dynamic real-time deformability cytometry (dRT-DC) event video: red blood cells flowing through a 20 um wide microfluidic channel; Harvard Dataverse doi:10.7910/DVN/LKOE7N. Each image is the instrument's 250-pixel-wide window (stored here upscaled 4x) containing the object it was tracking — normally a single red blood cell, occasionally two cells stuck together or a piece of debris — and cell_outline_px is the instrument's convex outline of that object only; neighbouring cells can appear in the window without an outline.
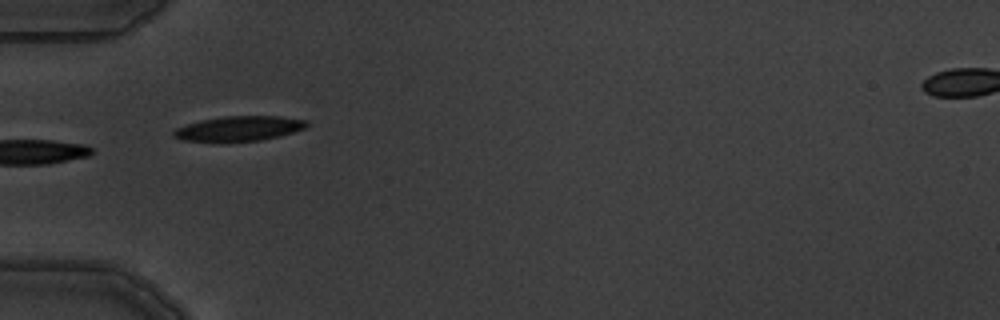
{"species": "common noctule bat (a hibernating species)", "species_latin": "Nyctalus noctula", "temperature_condition": "warm", "stored_images_in_passage": 4, "camera_frame_rate_fps": 3000, "um_per_image_px": 0.085, "animal": {"sex": "male", "body_mass_g": 19.5, "forearm_length_mm": 54.6}, "frame": {"image": 1, "passage_image": 2, "time_ms": 1.333, "image_size_px": [1000, 320], "cell_outline_px": [[308, 124], [304, 128], [280, 136], [260, 140], [220, 144], [180, 140], [172, 136], [172, 132], [176, 128], [200, 120], [224, 116], [280, 116], [308, 120]], "centroid_in_image_um": [20.24, 10.96], "position_along_channel_um": 64.8, "area_um2": 20.0}}
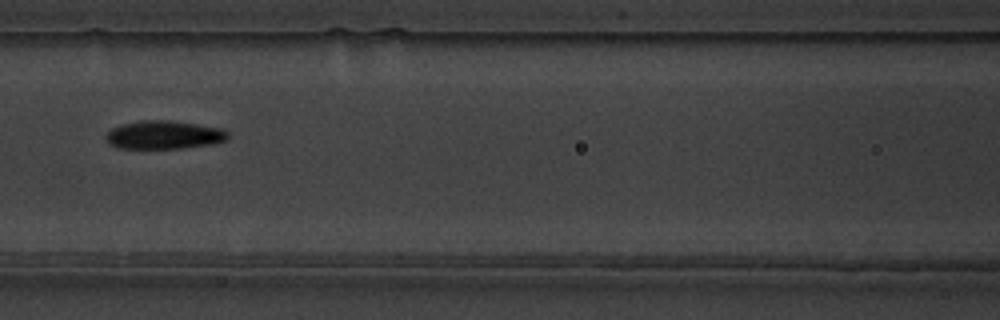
{"frame": {"image": 2, "passage_image": 4, "time_ms": 3.667, "image_size_px": [1000, 320], "cell_outline_px": [[228, 136], [224, 140], [216, 144], [180, 148], [116, 148], [108, 144], [104, 136], [112, 128], [120, 124], [144, 120], [168, 120], [196, 124], [220, 128], [228, 132]], "centroid_in_image_um": [13.89, 11.47], "position_along_channel_um": 152.7, "area_um2": 20.17}}